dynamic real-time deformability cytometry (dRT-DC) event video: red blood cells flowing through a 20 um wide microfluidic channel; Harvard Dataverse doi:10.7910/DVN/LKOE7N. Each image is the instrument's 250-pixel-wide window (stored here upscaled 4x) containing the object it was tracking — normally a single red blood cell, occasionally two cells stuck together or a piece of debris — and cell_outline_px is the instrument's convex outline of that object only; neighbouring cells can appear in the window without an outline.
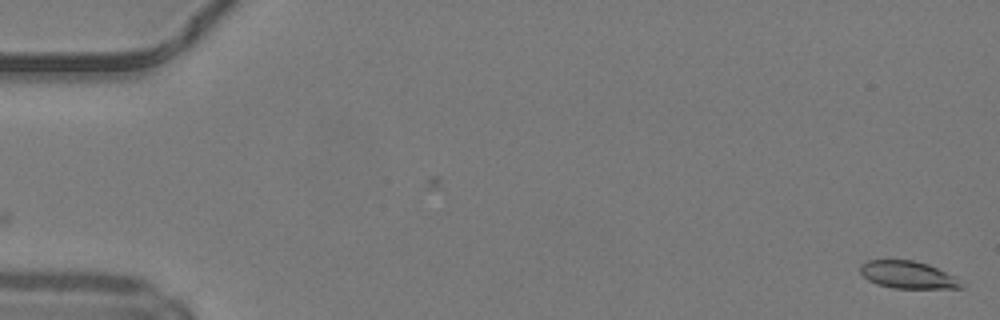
{"species": "common noctule bat (a hibernating species)", "species_latin": "Nyctalus noctula", "temperature_condition": "warm", "stored_images_in_passage": 49, "camera_frame_rate_fps": 3000, "um_per_image_px": 0.085, "animal": {"sex": "male", "body_mass_g": 19.2, "forearm_length_mm": 51.8}, "frame": {"image": 1, "passage_image": 1, "time_ms": 0.0, "image_size_px": [1000, 320], "cell_outline_px": [[964, 288], [892, 288], [876, 284], [868, 280], [860, 272], [860, 264], [868, 260], [912, 260], [928, 264], [956, 276], [964, 284]], "centroid_in_image_um": [77.18, 23.36], "position_along_channel_um": 7.8, "area_um2": 16.24}}
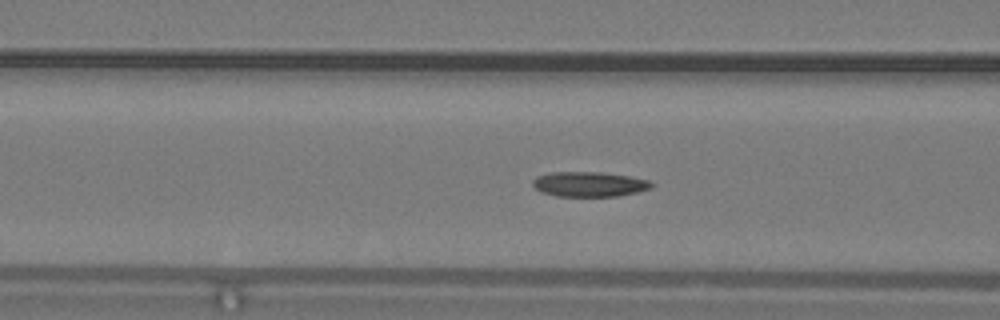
{"frame": {"image": 2, "passage_image": 20, "time_ms": 6.333, "image_size_px": [1000, 320], "cell_outline_px": [[656, 184], [652, 188], [636, 192], [616, 196], [556, 196], [540, 192], [532, 184], [532, 180], [536, 176], [552, 172], [600, 172], [628, 176], [648, 180]], "centroid_in_image_um": [50.07, 15.65], "position_along_channel_um": 116.5, "area_um2": 17.28}}
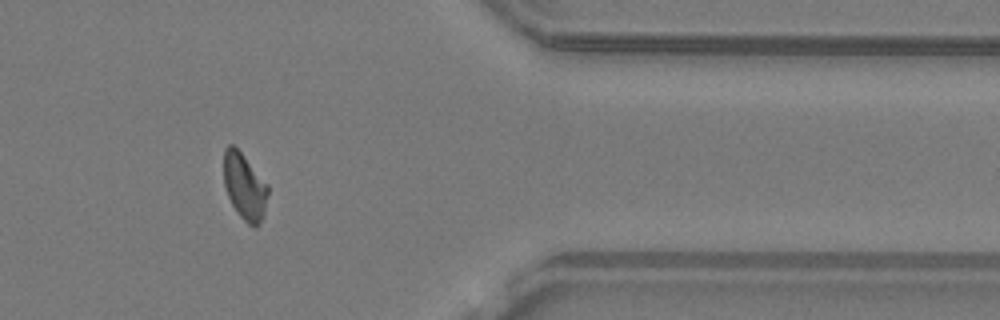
{"frame": {"image": 3, "passage_image": 41, "time_ms": 13.333, "image_size_px": [1000, 320], "cell_outline_px": [[268, 192], [264, 216], [260, 224], [256, 228], [248, 224], [240, 216], [232, 204], [228, 196], [224, 184], [224, 148], [228, 144], [232, 144], [240, 152], [268, 184]], "centroid_in_image_um": [20.8, 15.88], "position_along_channel_um": 390.6, "area_um2": 17.05}, "authors_computed_cell_mechanics": {"area_um2": 16.9932, "velocity_mm_per_s": 4.2178, "shape_relaxation_time_tau1_ms": 7.3152, "shape_relaxation_time_tau2_ms": 8.1927, "deformation_change_tau1": 0.183, "deformation_change_tau2": 0.1088}}